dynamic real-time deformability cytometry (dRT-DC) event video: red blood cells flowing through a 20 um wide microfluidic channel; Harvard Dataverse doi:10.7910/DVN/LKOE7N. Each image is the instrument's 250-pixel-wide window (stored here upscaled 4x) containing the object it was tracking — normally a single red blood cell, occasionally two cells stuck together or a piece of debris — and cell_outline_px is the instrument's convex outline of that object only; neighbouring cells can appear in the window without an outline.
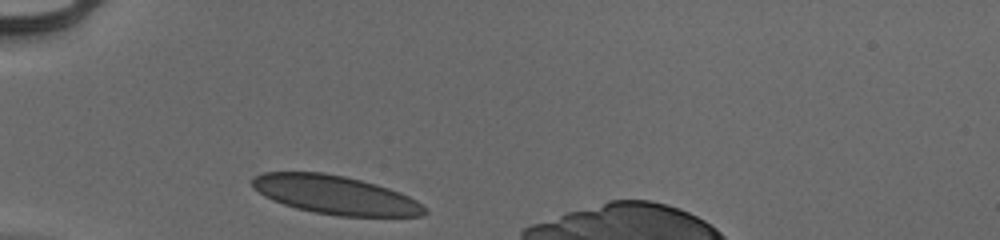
{"species": "human", "species_latin": "Homo sapiens", "temperature_condition": "cold", "stored_images_in_passage": 29, "camera_frame_rate_fps": 3000, "um_per_image_px": 0.085, "donor": {"sex": "male"}, "frame": {"image": 1, "passage_image": 1, "time_ms": 0.0, "image_size_px": [1000, 240], "cell_outline_px": [[428, 212], [424, 216], [336, 216], [312, 212], [296, 208], [272, 200], [264, 196], [252, 188], [252, 180], [256, 176], [264, 172], [324, 172], [344, 176], [376, 184], [400, 192], [416, 200]], "centroid_in_image_um": [28.48, 16.57], "position_along_channel_um": 56.5, "area_um2": 38.73}}
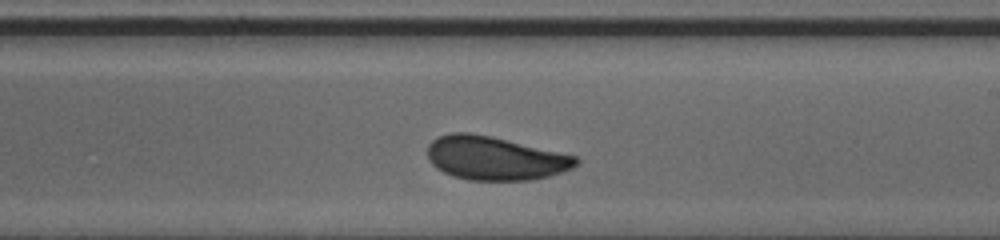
{"frame": {"image": 2, "passage_image": 17, "time_ms": 5.333, "image_size_px": [1000, 240], "cell_outline_px": [[580, 160], [572, 168], [548, 176], [532, 180], [468, 180], [452, 176], [436, 168], [428, 160], [428, 144], [436, 136], [452, 132], [468, 132], [492, 136], [576, 156]], "centroid_in_image_um": [42.03, 13.44], "position_along_channel_um": 247.0, "area_um2": 37.8}}
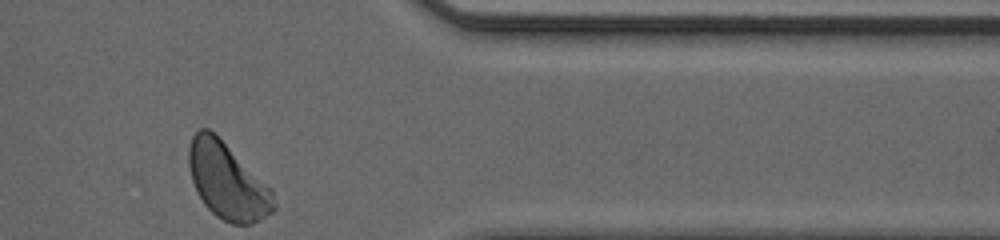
{"frame": {"image": 3, "passage_image": 29, "time_ms": 9.333, "image_size_px": [1000, 240], "cell_outline_px": [[276, 208], [272, 212], [248, 224], [232, 224], [216, 216], [204, 204], [196, 192], [192, 180], [188, 164], [188, 148], [192, 136], [200, 128], [208, 128], [272, 192], [276, 204]], "centroid_in_image_um": [19.25, 15.42], "position_along_channel_um": 392.1, "area_um2": 36.36}, "authors_computed_cell_mechanics": {"area_um2": 37.859, "velocity_mm_per_s": 3.9063, "shape_relaxation_time_tau1_ms": 3.4832, "shape_relaxation_time_tau2_ms": null, "deformation_change_tau1": 0.0927, "deformation_change_tau2": null}}